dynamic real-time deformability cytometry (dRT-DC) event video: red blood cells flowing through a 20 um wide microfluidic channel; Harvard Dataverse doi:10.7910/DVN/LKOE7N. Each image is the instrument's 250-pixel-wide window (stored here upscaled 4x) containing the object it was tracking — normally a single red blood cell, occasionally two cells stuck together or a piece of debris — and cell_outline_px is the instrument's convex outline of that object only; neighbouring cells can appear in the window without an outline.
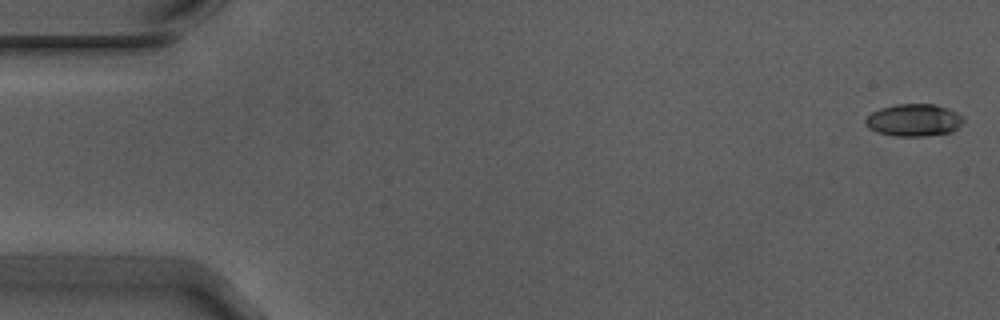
{"species": "Egyptian fruit bat (a non-hibernating species)", "species_latin": "Rousettus aegyptiacus", "temperature_condition": "warm", "stored_images_in_passage": 5, "camera_frame_rate_fps": 3000, "um_per_image_px": 0.085, "animal": {"sex": "male"}, "frame": {"image": 1, "passage_image": 1, "time_ms": 0.0, "image_size_px": [1000, 320], "cell_outline_px": [[964, 120], [952, 132], [924, 136], [892, 136], [876, 132], [868, 128], [864, 124], [864, 120], [872, 112], [880, 108], [896, 104], [936, 104], [948, 108], [964, 116]], "centroid_in_image_um": [77.65, 10.21], "position_along_channel_um": 7.3, "area_um2": 18.61}}
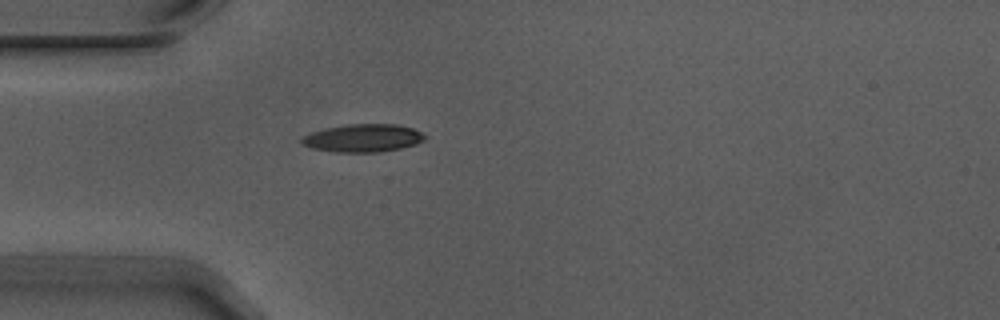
{"frame": {"image": 2, "passage_image": 5, "time_ms": 1.333, "image_size_px": [1000, 320], "cell_outline_px": [[428, 136], [424, 140], [416, 144], [400, 148], [380, 152], [336, 152], [312, 148], [304, 144], [300, 140], [304, 136], [312, 132], [328, 128], [348, 124], [396, 124], [412, 128]], "centroid_in_image_um": [30.9, 11.73], "position_along_channel_um": 54.1, "area_um2": 19.83}}